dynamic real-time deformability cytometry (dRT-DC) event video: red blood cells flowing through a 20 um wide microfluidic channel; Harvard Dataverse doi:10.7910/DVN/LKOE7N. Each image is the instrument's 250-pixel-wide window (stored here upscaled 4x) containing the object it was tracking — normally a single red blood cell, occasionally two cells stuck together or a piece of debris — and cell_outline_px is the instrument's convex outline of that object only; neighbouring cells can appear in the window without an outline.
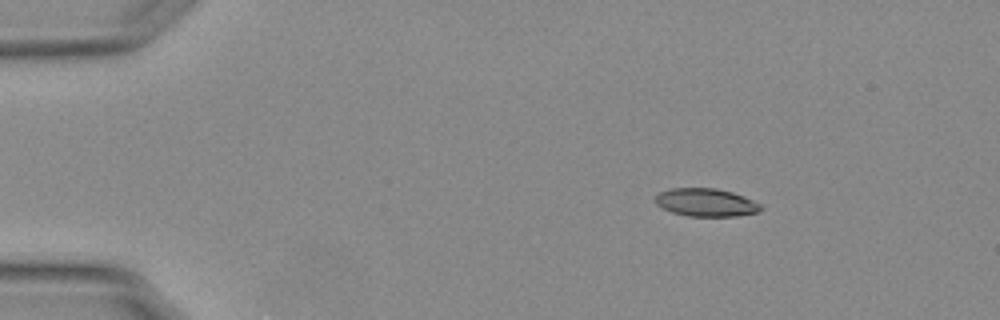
{"species": "Egyptian fruit bat (a non-hibernating species)", "species_latin": "Rousettus aegyptiacus", "temperature_condition": "warm", "stored_images_in_passage": 48, "camera_frame_rate_fps": 3000, "um_per_image_px": 0.085, "animal": {"sex": "female"}, "frame": {"image": 1, "passage_image": 1, "time_ms": 0.0, "image_size_px": [1000, 320], "cell_outline_px": [[764, 208], [756, 212], [736, 216], [688, 216], [672, 212], [656, 204], [656, 196], [660, 192], [672, 188], [716, 188], [732, 192], [744, 196], [760, 204]], "centroid_in_image_um": [60.02, 17.2], "position_along_channel_um": 25.0, "area_um2": 17.05}}
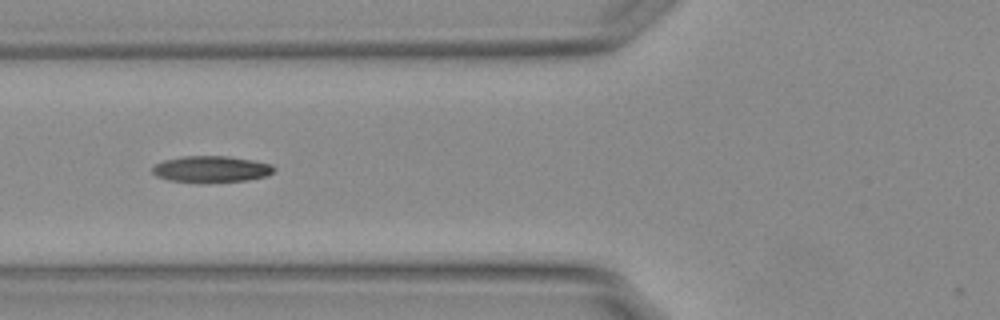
{"frame": {"image": 2, "passage_image": 14, "time_ms": 4.333, "image_size_px": [1000, 320], "cell_outline_px": [[276, 168], [268, 176], [248, 180], [208, 184], [200, 184], [168, 180], [156, 176], [152, 172], [152, 168], [156, 164], [164, 160], [184, 156], [228, 156], [252, 160], [272, 164]], "centroid_in_image_um": [17.96, 14.41], "position_along_channel_um": 107.8, "area_um2": 19.25}}
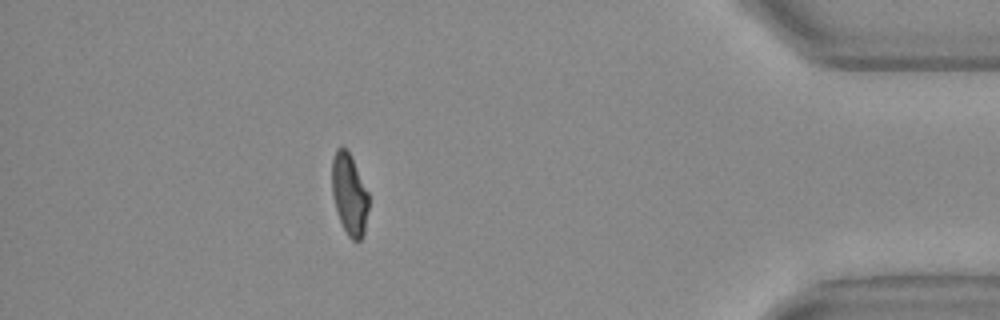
{"frame": {"image": 3, "passage_image": 41, "time_ms": 13.333, "image_size_px": [1000, 320], "cell_outline_px": [[368, 208], [364, 236], [360, 240], [352, 240], [348, 236], [340, 220], [336, 208], [332, 192], [332, 160], [336, 148], [348, 148], [352, 156], [368, 192]], "centroid_in_image_um": [29.7, 16.49], "position_along_channel_um": 405.5, "area_um2": 17.4}, "authors_computed_cell_mechanics": {"area_um2": 18.1492, "velocity_mm_per_s": 3.7955, "shape_relaxation_time_tau1_ms": 7.5205, "shape_relaxation_time_tau2_ms": 2.5794, "deformation_change_tau1": 0.2333, "deformation_change_tau2": 0.0843}}